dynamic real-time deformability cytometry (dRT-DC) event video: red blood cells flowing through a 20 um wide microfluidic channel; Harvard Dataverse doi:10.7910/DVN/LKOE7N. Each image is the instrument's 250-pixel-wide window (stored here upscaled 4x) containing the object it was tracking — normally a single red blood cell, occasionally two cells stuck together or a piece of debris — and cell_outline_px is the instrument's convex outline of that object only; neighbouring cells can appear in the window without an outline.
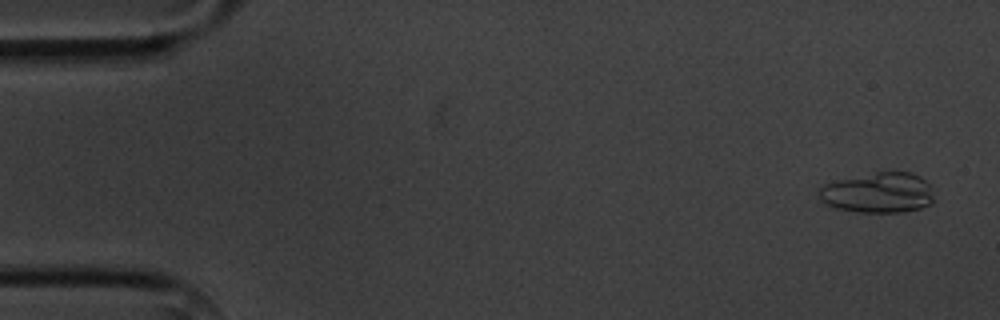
{"species": "common noctule bat (a hibernating species)", "species_latin": "Nyctalus noctula", "temperature_condition": "cold", "stored_images_in_passage": 4, "camera_frame_rate_fps": 3000, "um_per_image_px": 0.085, "animal": {"sex": "male", "body_mass_g": 20.1, "forearm_length_mm": 53.5}, "frame": {"image": 1, "passage_image": 1, "time_ms": 0.0, "image_size_px": [1000, 320], "cell_outline_px": [[932, 204], [920, 208], [900, 212], [856, 212], [832, 208], [820, 200], [816, 192], [824, 184], [840, 180], [876, 172], [912, 172], [920, 176], [928, 184], [932, 196]], "centroid_in_image_um": [74.6, 16.4], "position_along_channel_um": 10.4, "area_um2": 26.99}}